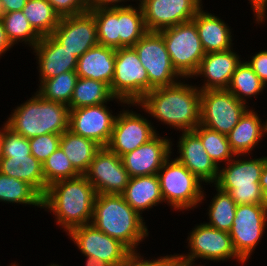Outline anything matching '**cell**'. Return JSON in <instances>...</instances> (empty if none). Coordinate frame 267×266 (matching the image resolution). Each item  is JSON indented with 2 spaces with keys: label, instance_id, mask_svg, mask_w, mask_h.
<instances>
[{
  "label": "cell",
  "instance_id": "obj_1",
  "mask_svg": "<svg viewBox=\"0 0 267 266\" xmlns=\"http://www.w3.org/2000/svg\"><path fill=\"white\" fill-rule=\"evenodd\" d=\"M188 80L182 79L174 85L155 88L137 103L149 118H155L163 126L179 131L177 133L193 131L200 124L201 90L196 82L189 84Z\"/></svg>",
  "mask_w": 267,
  "mask_h": 266
},
{
  "label": "cell",
  "instance_id": "obj_2",
  "mask_svg": "<svg viewBox=\"0 0 267 266\" xmlns=\"http://www.w3.org/2000/svg\"><path fill=\"white\" fill-rule=\"evenodd\" d=\"M96 191L84 175L56 181L42 197V209L50 212L66 236L74 228L91 224Z\"/></svg>",
  "mask_w": 267,
  "mask_h": 266
},
{
  "label": "cell",
  "instance_id": "obj_3",
  "mask_svg": "<svg viewBox=\"0 0 267 266\" xmlns=\"http://www.w3.org/2000/svg\"><path fill=\"white\" fill-rule=\"evenodd\" d=\"M91 224L119 240L132 253H141L139 246L149 237L144 217L125 201L122 194H97Z\"/></svg>",
  "mask_w": 267,
  "mask_h": 266
},
{
  "label": "cell",
  "instance_id": "obj_4",
  "mask_svg": "<svg viewBox=\"0 0 267 266\" xmlns=\"http://www.w3.org/2000/svg\"><path fill=\"white\" fill-rule=\"evenodd\" d=\"M69 106L44 99L34 92L12 109L3 122L16 134L27 139L45 134H62L69 126Z\"/></svg>",
  "mask_w": 267,
  "mask_h": 266
},
{
  "label": "cell",
  "instance_id": "obj_5",
  "mask_svg": "<svg viewBox=\"0 0 267 266\" xmlns=\"http://www.w3.org/2000/svg\"><path fill=\"white\" fill-rule=\"evenodd\" d=\"M136 5V6H135ZM95 19L99 44L113 49L133 47L147 32L140 4L89 9Z\"/></svg>",
  "mask_w": 267,
  "mask_h": 266
},
{
  "label": "cell",
  "instance_id": "obj_6",
  "mask_svg": "<svg viewBox=\"0 0 267 266\" xmlns=\"http://www.w3.org/2000/svg\"><path fill=\"white\" fill-rule=\"evenodd\" d=\"M253 156L235 155L227 164L219 167L214 185L227 192L237 205H267L260 186L265 156Z\"/></svg>",
  "mask_w": 267,
  "mask_h": 266
},
{
  "label": "cell",
  "instance_id": "obj_7",
  "mask_svg": "<svg viewBox=\"0 0 267 266\" xmlns=\"http://www.w3.org/2000/svg\"><path fill=\"white\" fill-rule=\"evenodd\" d=\"M173 151L171 148V155L165 160L157 175L164 203L170 206L173 212L182 211L184 214L183 211H194L195 208L201 207L206 200L207 192L204 191L205 184L173 158Z\"/></svg>",
  "mask_w": 267,
  "mask_h": 266
},
{
  "label": "cell",
  "instance_id": "obj_8",
  "mask_svg": "<svg viewBox=\"0 0 267 266\" xmlns=\"http://www.w3.org/2000/svg\"><path fill=\"white\" fill-rule=\"evenodd\" d=\"M174 69L183 79L192 78L206 54L193 20L159 31Z\"/></svg>",
  "mask_w": 267,
  "mask_h": 266
},
{
  "label": "cell",
  "instance_id": "obj_9",
  "mask_svg": "<svg viewBox=\"0 0 267 266\" xmlns=\"http://www.w3.org/2000/svg\"><path fill=\"white\" fill-rule=\"evenodd\" d=\"M186 253H179L182 258L198 262L211 261L224 263L236 261L238 265L247 264L235 251L229 232L217 230L216 228L203 223L196 224L188 233ZM199 259V260H198ZM222 261V262H221Z\"/></svg>",
  "mask_w": 267,
  "mask_h": 266
},
{
  "label": "cell",
  "instance_id": "obj_10",
  "mask_svg": "<svg viewBox=\"0 0 267 266\" xmlns=\"http://www.w3.org/2000/svg\"><path fill=\"white\" fill-rule=\"evenodd\" d=\"M131 106L134 109L138 108L141 113L144 111V113L141 115ZM122 108L117 113L111 139L106 146L119 157L137 149L159 133L153 125L152 118L148 119L146 111L138 103H126Z\"/></svg>",
  "mask_w": 267,
  "mask_h": 266
},
{
  "label": "cell",
  "instance_id": "obj_11",
  "mask_svg": "<svg viewBox=\"0 0 267 266\" xmlns=\"http://www.w3.org/2000/svg\"><path fill=\"white\" fill-rule=\"evenodd\" d=\"M111 93L126 103H137L149 92V79L133 47L116 49Z\"/></svg>",
  "mask_w": 267,
  "mask_h": 266
},
{
  "label": "cell",
  "instance_id": "obj_12",
  "mask_svg": "<svg viewBox=\"0 0 267 266\" xmlns=\"http://www.w3.org/2000/svg\"><path fill=\"white\" fill-rule=\"evenodd\" d=\"M133 48L147 71L149 91L174 85L183 79L174 69L163 36L159 32L148 31Z\"/></svg>",
  "mask_w": 267,
  "mask_h": 266
},
{
  "label": "cell",
  "instance_id": "obj_13",
  "mask_svg": "<svg viewBox=\"0 0 267 266\" xmlns=\"http://www.w3.org/2000/svg\"><path fill=\"white\" fill-rule=\"evenodd\" d=\"M248 108L227 89L201 91L200 124L227 135Z\"/></svg>",
  "mask_w": 267,
  "mask_h": 266
},
{
  "label": "cell",
  "instance_id": "obj_14",
  "mask_svg": "<svg viewBox=\"0 0 267 266\" xmlns=\"http://www.w3.org/2000/svg\"><path fill=\"white\" fill-rule=\"evenodd\" d=\"M267 229V205H237L229 232L237 254L248 263Z\"/></svg>",
  "mask_w": 267,
  "mask_h": 266
},
{
  "label": "cell",
  "instance_id": "obj_15",
  "mask_svg": "<svg viewBox=\"0 0 267 266\" xmlns=\"http://www.w3.org/2000/svg\"><path fill=\"white\" fill-rule=\"evenodd\" d=\"M67 235L81 255L96 257L112 266H121L133 254L119 240L108 236L92 224L76 227Z\"/></svg>",
  "mask_w": 267,
  "mask_h": 266
},
{
  "label": "cell",
  "instance_id": "obj_16",
  "mask_svg": "<svg viewBox=\"0 0 267 266\" xmlns=\"http://www.w3.org/2000/svg\"><path fill=\"white\" fill-rule=\"evenodd\" d=\"M149 32H159L192 20L202 0H138Z\"/></svg>",
  "mask_w": 267,
  "mask_h": 266
},
{
  "label": "cell",
  "instance_id": "obj_17",
  "mask_svg": "<svg viewBox=\"0 0 267 266\" xmlns=\"http://www.w3.org/2000/svg\"><path fill=\"white\" fill-rule=\"evenodd\" d=\"M84 176L97 194H122L131 178L121 157L107 147L95 154Z\"/></svg>",
  "mask_w": 267,
  "mask_h": 266
},
{
  "label": "cell",
  "instance_id": "obj_18",
  "mask_svg": "<svg viewBox=\"0 0 267 266\" xmlns=\"http://www.w3.org/2000/svg\"><path fill=\"white\" fill-rule=\"evenodd\" d=\"M108 104L111 103L71 109L68 130L106 147L117 116V112L114 113Z\"/></svg>",
  "mask_w": 267,
  "mask_h": 266
},
{
  "label": "cell",
  "instance_id": "obj_19",
  "mask_svg": "<svg viewBox=\"0 0 267 266\" xmlns=\"http://www.w3.org/2000/svg\"><path fill=\"white\" fill-rule=\"evenodd\" d=\"M51 36L77 59L99 44L95 19L89 10L61 17Z\"/></svg>",
  "mask_w": 267,
  "mask_h": 266
},
{
  "label": "cell",
  "instance_id": "obj_20",
  "mask_svg": "<svg viewBox=\"0 0 267 266\" xmlns=\"http://www.w3.org/2000/svg\"><path fill=\"white\" fill-rule=\"evenodd\" d=\"M173 142L171 137L157 133L148 142L121 156L130 177L158 174L165 160L171 155Z\"/></svg>",
  "mask_w": 267,
  "mask_h": 266
},
{
  "label": "cell",
  "instance_id": "obj_21",
  "mask_svg": "<svg viewBox=\"0 0 267 266\" xmlns=\"http://www.w3.org/2000/svg\"><path fill=\"white\" fill-rule=\"evenodd\" d=\"M235 49L206 53L190 80L201 78L202 82L197 86L201 91L227 89L233 73L243 60Z\"/></svg>",
  "mask_w": 267,
  "mask_h": 266
},
{
  "label": "cell",
  "instance_id": "obj_22",
  "mask_svg": "<svg viewBox=\"0 0 267 266\" xmlns=\"http://www.w3.org/2000/svg\"><path fill=\"white\" fill-rule=\"evenodd\" d=\"M180 133L176 143V154L179 156L175 155V158L203 184H214L218 178L219 167L205 151L200 138L193 131Z\"/></svg>",
  "mask_w": 267,
  "mask_h": 266
},
{
  "label": "cell",
  "instance_id": "obj_23",
  "mask_svg": "<svg viewBox=\"0 0 267 266\" xmlns=\"http://www.w3.org/2000/svg\"><path fill=\"white\" fill-rule=\"evenodd\" d=\"M35 55L38 71V86L46 79L59 76L62 73L76 71L77 58L51 35L41 37V40L31 49Z\"/></svg>",
  "mask_w": 267,
  "mask_h": 266
},
{
  "label": "cell",
  "instance_id": "obj_24",
  "mask_svg": "<svg viewBox=\"0 0 267 266\" xmlns=\"http://www.w3.org/2000/svg\"><path fill=\"white\" fill-rule=\"evenodd\" d=\"M257 112L259 111H255L254 107H249L227 134L230 148L235 155H252L256 147L260 149L259 143L267 135V119L264 121Z\"/></svg>",
  "mask_w": 267,
  "mask_h": 266
},
{
  "label": "cell",
  "instance_id": "obj_25",
  "mask_svg": "<svg viewBox=\"0 0 267 266\" xmlns=\"http://www.w3.org/2000/svg\"><path fill=\"white\" fill-rule=\"evenodd\" d=\"M192 20L205 53L227 51L234 47V31L222 18L202 7Z\"/></svg>",
  "mask_w": 267,
  "mask_h": 266
},
{
  "label": "cell",
  "instance_id": "obj_26",
  "mask_svg": "<svg viewBox=\"0 0 267 266\" xmlns=\"http://www.w3.org/2000/svg\"><path fill=\"white\" fill-rule=\"evenodd\" d=\"M116 50L97 44L77 60L78 77L90 78L106 83L109 87L114 76Z\"/></svg>",
  "mask_w": 267,
  "mask_h": 266
},
{
  "label": "cell",
  "instance_id": "obj_27",
  "mask_svg": "<svg viewBox=\"0 0 267 266\" xmlns=\"http://www.w3.org/2000/svg\"><path fill=\"white\" fill-rule=\"evenodd\" d=\"M122 196L142 217L145 211L164 203L157 174L130 178Z\"/></svg>",
  "mask_w": 267,
  "mask_h": 266
},
{
  "label": "cell",
  "instance_id": "obj_28",
  "mask_svg": "<svg viewBox=\"0 0 267 266\" xmlns=\"http://www.w3.org/2000/svg\"><path fill=\"white\" fill-rule=\"evenodd\" d=\"M0 172L30 184L42 197L48 185L40 163L31 155H4L0 160Z\"/></svg>",
  "mask_w": 267,
  "mask_h": 266
},
{
  "label": "cell",
  "instance_id": "obj_29",
  "mask_svg": "<svg viewBox=\"0 0 267 266\" xmlns=\"http://www.w3.org/2000/svg\"><path fill=\"white\" fill-rule=\"evenodd\" d=\"M117 102L121 107L126 104L123 99L115 97L110 90V87L101 81L81 78L77 79L69 109H76L85 106H96L109 102Z\"/></svg>",
  "mask_w": 267,
  "mask_h": 266
},
{
  "label": "cell",
  "instance_id": "obj_30",
  "mask_svg": "<svg viewBox=\"0 0 267 266\" xmlns=\"http://www.w3.org/2000/svg\"><path fill=\"white\" fill-rule=\"evenodd\" d=\"M60 148L70 160L73 168L84 175L101 146L91 139L64 131L60 138Z\"/></svg>",
  "mask_w": 267,
  "mask_h": 266
},
{
  "label": "cell",
  "instance_id": "obj_31",
  "mask_svg": "<svg viewBox=\"0 0 267 266\" xmlns=\"http://www.w3.org/2000/svg\"><path fill=\"white\" fill-rule=\"evenodd\" d=\"M267 86L260 80L252 67L248 64L247 58L237 66L233 73L230 84L227 88L239 101L245 103L248 107L252 97L258 98L264 94ZM261 93V94H260Z\"/></svg>",
  "mask_w": 267,
  "mask_h": 266
},
{
  "label": "cell",
  "instance_id": "obj_32",
  "mask_svg": "<svg viewBox=\"0 0 267 266\" xmlns=\"http://www.w3.org/2000/svg\"><path fill=\"white\" fill-rule=\"evenodd\" d=\"M0 202L42 209V196L27 182L0 172Z\"/></svg>",
  "mask_w": 267,
  "mask_h": 266
},
{
  "label": "cell",
  "instance_id": "obj_33",
  "mask_svg": "<svg viewBox=\"0 0 267 266\" xmlns=\"http://www.w3.org/2000/svg\"><path fill=\"white\" fill-rule=\"evenodd\" d=\"M22 12L40 37L51 35L61 19L47 0H27Z\"/></svg>",
  "mask_w": 267,
  "mask_h": 266
},
{
  "label": "cell",
  "instance_id": "obj_34",
  "mask_svg": "<svg viewBox=\"0 0 267 266\" xmlns=\"http://www.w3.org/2000/svg\"><path fill=\"white\" fill-rule=\"evenodd\" d=\"M212 186L215 187L214 190L216 192L209 201L210 203L207 204L206 215H208L207 220L209 219V222L205 223L217 230L230 232L235 218L237 204L227 192L220 190L214 184H210V187Z\"/></svg>",
  "mask_w": 267,
  "mask_h": 266
},
{
  "label": "cell",
  "instance_id": "obj_35",
  "mask_svg": "<svg viewBox=\"0 0 267 266\" xmlns=\"http://www.w3.org/2000/svg\"><path fill=\"white\" fill-rule=\"evenodd\" d=\"M1 19L7 38L13 46L22 43L31 50L41 40L22 11L4 13Z\"/></svg>",
  "mask_w": 267,
  "mask_h": 266
},
{
  "label": "cell",
  "instance_id": "obj_36",
  "mask_svg": "<svg viewBox=\"0 0 267 266\" xmlns=\"http://www.w3.org/2000/svg\"><path fill=\"white\" fill-rule=\"evenodd\" d=\"M193 132L200 138L205 151L214 163L220 167L232 160L235 154L232 152L227 135L221 134L206 126L199 124Z\"/></svg>",
  "mask_w": 267,
  "mask_h": 266
},
{
  "label": "cell",
  "instance_id": "obj_37",
  "mask_svg": "<svg viewBox=\"0 0 267 266\" xmlns=\"http://www.w3.org/2000/svg\"><path fill=\"white\" fill-rule=\"evenodd\" d=\"M76 71H69L59 76L44 80L36 92L44 99L69 105L78 79Z\"/></svg>",
  "mask_w": 267,
  "mask_h": 266
},
{
  "label": "cell",
  "instance_id": "obj_38",
  "mask_svg": "<svg viewBox=\"0 0 267 266\" xmlns=\"http://www.w3.org/2000/svg\"><path fill=\"white\" fill-rule=\"evenodd\" d=\"M42 170L48 186L59 180L80 176L60 147L43 162Z\"/></svg>",
  "mask_w": 267,
  "mask_h": 266
},
{
  "label": "cell",
  "instance_id": "obj_39",
  "mask_svg": "<svg viewBox=\"0 0 267 266\" xmlns=\"http://www.w3.org/2000/svg\"><path fill=\"white\" fill-rule=\"evenodd\" d=\"M2 127V128H1ZM0 127V151L4 155H31L29 139L16 134L4 123Z\"/></svg>",
  "mask_w": 267,
  "mask_h": 266
},
{
  "label": "cell",
  "instance_id": "obj_40",
  "mask_svg": "<svg viewBox=\"0 0 267 266\" xmlns=\"http://www.w3.org/2000/svg\"><path fill=\"white\" fill-rule=\"evenodd\" d=\"M60 134H45L29 139L31 154L43 162L60 147Z\"/></svg>",
  "mask_w": 267,
  "mask_h": 266
},
{
  "label": "cell",
  "instance_id": "obj_41",
  "mask_svg": "<svg viewBox=\"0 0 267 266\" xmlns=\"http://www.w3.org/2000/svg\"><path fill=\"white\" fill-rule=\"evenodd\" d=\"M60 17L77 15L89 10L88 0H47Z\"/></svg>",
  "mask_w": 267,
  "mask_h": 266
},
{
  "label": "cell",
  "instance_id": "obj_42",
  "mask_svg": "<svg viewBox=\"0 0 267 266\" xmlns=\"http://www.w3.org/2000/svg\"><path fill=\"white\" fill-rule=\"evenodd\" d=\"M143 253H133L121 266H168V254L155 258L145 256Z\"/></svg>",
  "mask_w": 267,
  "mask_h": 266
},
{
  "label": "cell",
  "instance_id": "obj_43",
  "mask_svg": "<svg viewBox=\"0 0 267 266\" xmlns=\"http://www.w3.org/2000/svg\"><path fill=\"white\" fill-rule=\"evenodd\" d=\"M247 62L260 80L267 86V50H260L252 56L250 54Z\"/></svg>",
  "mask_w": 267,
  "mask_h": 266
},
{
  "label": "cell",
  "instance_id": "obj_44",
  "mask_svg": "<svg viewBox=\"0 0 267 266\" xmlns=\"http://www.w3.org/2000/svg\"><path fill=\"white\" fill-rule=\"evenodd\" d=\"M251 4V10L253 11L254 23L256 26L265 23L267 20V0H247ZM258 24V25H257Z\"/></svg>",
  "mask_w": 267,
  "mask_h": 266
},
{
  "label": "cell",
  "instance_id": "obj_45",
  "mask_svg": "<svg viewBox=\"0 0 267 266\" xmlns=\"http://www.w3.org/2000/svg\"><path fill=\"white\" fill-rule=\"evenodd\" d=\"M133 1L137 3L138 0H88V5L89 9L125 7L133 5L132 3L128 4L125 2H133Z\"/></svg>",
  "mask_w": 267,
  "mask_h": 266
},
{
  "label": "cell",
  "instance_id": "obj_46",
  "mask_svg": "<svg viewBox=\"0 0 267 266\" xmlns=\"http://www.w3.org/2000/svg\"><path fill=\"white\" fill-rule=\"evenodd\" d=\"M199 262V264L195 261H190L187 259L182 258L178 253L170 254L168 255V266H205L207 263H204V265Z\"/></svg>",
  "mask_w": 267,
  "mask_h": 266
},
{
  "label": "cell",
  "instance_id": "obj_47",
  "mask_svg": "<svg viewBox=\"0 0 267 266\" xmlns=\"http://www.w3.org/2000/svg\"><path fill=\"white\" fill-rule=\"evenodd\" d=\"M4 13L22 11L27 0H0Z\"/></svg>",
  "mask_w": 267,
  "mask_h": 266
},
{
  "label": "cell",
  "instance_id": "obj_48",
  "mask_svg": "<svg viewBox=\"0 0 267 266\" xmlns=\"http://www.w3.org/2000/svg\"><path fill=\"white\" fill-rule=\"evenodd\" d=\"M13 45L7 38L5 33V28L2 19L0 18V59L4 56L8 51L13 49Z\"/></svg>",
  "mask_w": 267,
  "mask_h": 266
},
{
  "label": "cell",
  "instance_id": "obj_49",
  "mask_svg": "<svg viewBox=\"0 0 267 266\" xmlns=\"http://www.w3.org/2000/svg\"><path fill=\"white\" fill-rule=\"evenodd\" d=\"M260 186L267 203V156H265V163L261 172Z\"/></svg>",
  "mask_w": 267,
  "mask_h": 266
},
{
  "label": "cell",
  "instance_id": "obj_50",
  "mask_svg": "<svg viewBox=\"0 0 267 266\" xmlns=\"http://www.w3.org/2000/svg\"><path fill=\"white\" fill-rule=\"evenodd\" d=\"M86 258L85 260V266H112L111 264L105 262L104 260L98 259L96 257L91 256H84Z\"/></svg>",
  "mask_w": 267,
  "mask_h": 266
},
{
  "label": "cell",
  "instance_id": "obj_51",
  "mask_svg": "<svg viewBox=\"0 0 267 266\" xmlns=\"http://www.w3.org/2000/svg\"><path fill=\"white\" fill-rule=\"evenodd\" d=\"M4 14L1 2H0V18H2V15Z\"/></svg>",
  "mask_w": 267,
  "mask_h": 266
},
{
  "label": "cell",
  "instance_id": "obj_52",
  "mask_svg": "<svg viewBox=\"0 0 267 266\" xmlns=\"http://www.w3.org/2000/svg\"><path fill=\"white\" fill-rule=\"evenodd\" d=\"M8 266H20V264L18 262L14 261L10 265H8Z\"/></svg>",
  "mask_w": 267,
  "mask_h": 266
},
{
  "label": "cell",
  "instance_id": "obj_53",
  "mask_svg": "<svg viewBox=\"0 0 267 266\" xmlns=\"http://www.w3.org/2000/svg\"><path fill=\"white\" fill-rule=\"evenodd\" d=\"M46 266H62V265H59V264H57V263H50V264H48V265H46Z\"/></svg>",
  "mask_w": 267,
  "mask_h": 266
}]
</instances>
